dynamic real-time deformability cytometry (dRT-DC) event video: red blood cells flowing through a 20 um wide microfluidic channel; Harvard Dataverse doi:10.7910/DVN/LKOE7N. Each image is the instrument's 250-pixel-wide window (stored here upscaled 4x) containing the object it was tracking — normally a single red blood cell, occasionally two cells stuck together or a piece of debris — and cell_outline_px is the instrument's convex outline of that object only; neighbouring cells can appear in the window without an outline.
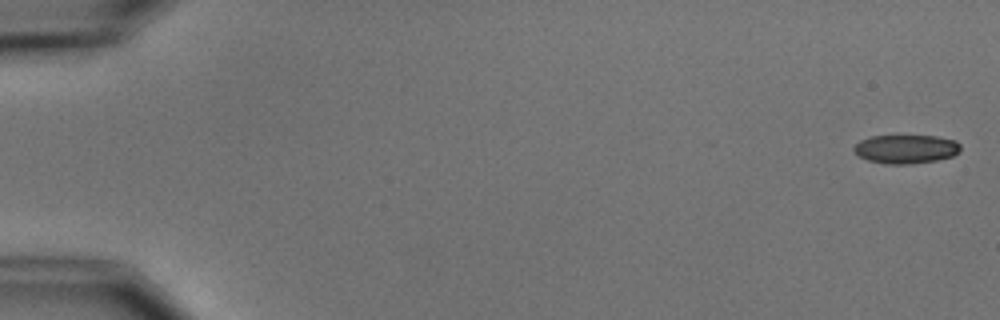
{"species": "common noctule bat (a hibernating species)", "species_latin": "Nyctalus noctula", "temperature_condition": "cold", "stored_images_in_passage": 5, "camera_frame_rate_fps": 3000, "um_per_image_px": 0.085, "animal": {"sex": "male", "body_mass_g": 15.6}, "frame": {"image": 1, "passage_image": 1, "time_ms": 0.0, "image_size_px": [1000, 320], "cell_outline_px": [[960, 152], [952, 156], [936, 160], [908, 164], [884, 164], [868, 160], [860, 156], [852, 148], [860, 140], [872, 136], [936, 136], [956, 140], [960, 144]], "centroid_in_image_um": [77.02, 12.67], "position_along_channel_um": 8.0, "area_um2": 17.8}}
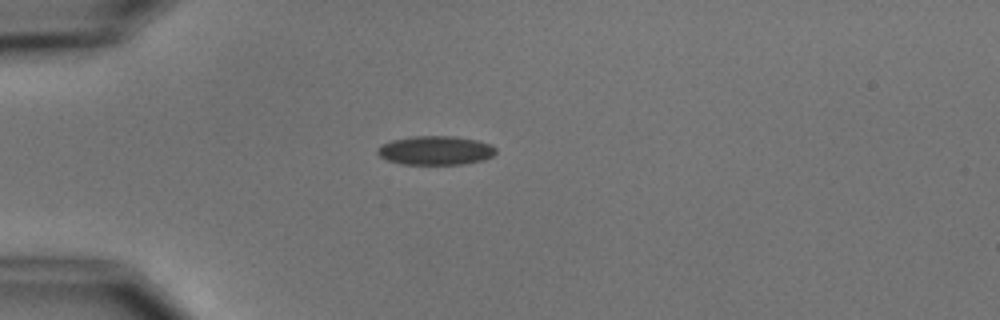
{"frame": {"image": 2, "passage_image": 5, "time_ms": 4.667, "image_size_px": [1000, 320], "cell_outline_px": [[496, 152], [492, 156], [484, 160], [464, 164], [400, 164], [388, 160], [380, 156], [376, 152], [376, 148], [380, 144], [392, 140], [412, 136], [452, 136], [476, 140], [492, 144], [496, 148]], "centroid_in_image_um": [37.01, 12.78], "position_along_channel_um": 48.0, "area_um2": 20.11}}